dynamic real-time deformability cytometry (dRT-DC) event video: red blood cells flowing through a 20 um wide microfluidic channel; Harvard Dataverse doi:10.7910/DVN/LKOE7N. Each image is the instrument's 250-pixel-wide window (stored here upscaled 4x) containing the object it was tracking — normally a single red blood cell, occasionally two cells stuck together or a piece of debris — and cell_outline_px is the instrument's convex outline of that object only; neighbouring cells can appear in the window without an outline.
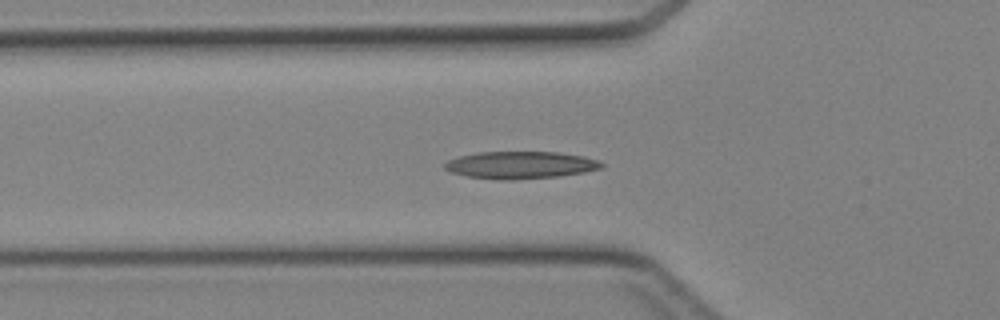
{"species": "Egyptian fruit bat (a non-hibernating species)", "species_latin": "Rousettus aegyptiacus", "temperature_condition": "cold", "stored_images_in_passage": 36, "camera_frame_rate_fps": 3000, "um_per_image_px": 0.085, "animal": {"sex": "female"}, "frame": {"image": 1, "passage_image": 9, "time_ms": 2.667, "image_size_px": [1000, 320], "cell_outline_px": [[604, 168], [584, 172], [560, 176], [512, 180], [500, 180], [468, 176], [452, 172], [444, 168], [444, 164], [448, 160], [460, 156], [480, 152], [556, 152], [584, 156], [600, 160], [604, 164]], "centroid_in_image_um": [44.29, 14.03], "position_along_channel_um": 81.5, "area_um2": 24.97}}
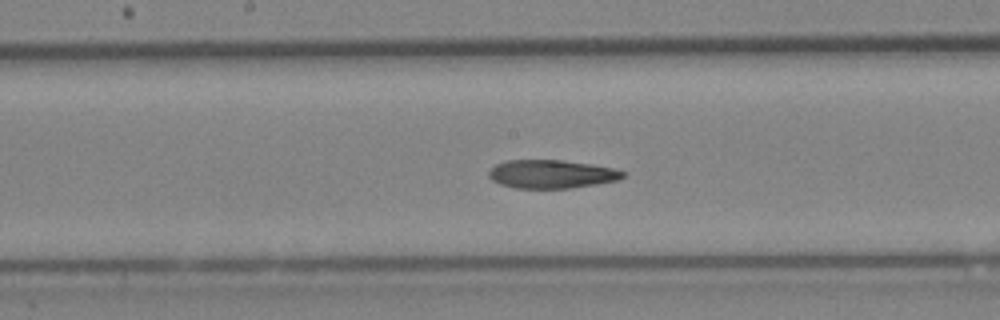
{"frame": {"image": 2, "passage_image": 17, "time_ms": 5.333, "image_size_px": [1000, 320], "cell_outline_px": [[624, 176], [616, 180], [596, 184], [568, 188], [512, 188], [500, 184], [492, 180], [488, 176], [488, 172], [496, 164], [508, 160], [560, 160], [592, 164], [612, 168], [624, 172]], "centroid_in_image_um": [46.83, 14.8], "position_along_channel_um": 201.4, "area_um2": 22.02}}
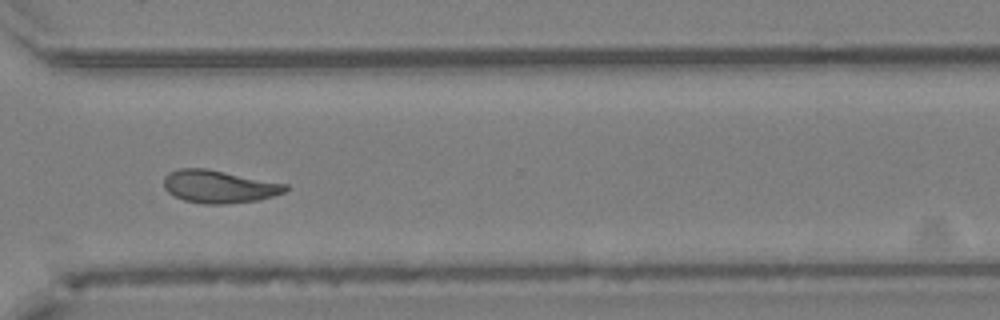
{"frame": {"image": 3, "passage_image": 27, "time_ms": 8.667, "image_size_px": [1000, 320], "cell_outline_px": [[288, 188], [284, 192], [260, 200], [228, 204], [204, 204], [184, 200], [168, 192], [164, 188], [164, 176], [168, 172], [180, 168], [208, 168], [288, 184]], "centroid_in_image_um": [18.62, 15.85], "position_along_channel_um": 352.0, "area_um2": 23.41}}